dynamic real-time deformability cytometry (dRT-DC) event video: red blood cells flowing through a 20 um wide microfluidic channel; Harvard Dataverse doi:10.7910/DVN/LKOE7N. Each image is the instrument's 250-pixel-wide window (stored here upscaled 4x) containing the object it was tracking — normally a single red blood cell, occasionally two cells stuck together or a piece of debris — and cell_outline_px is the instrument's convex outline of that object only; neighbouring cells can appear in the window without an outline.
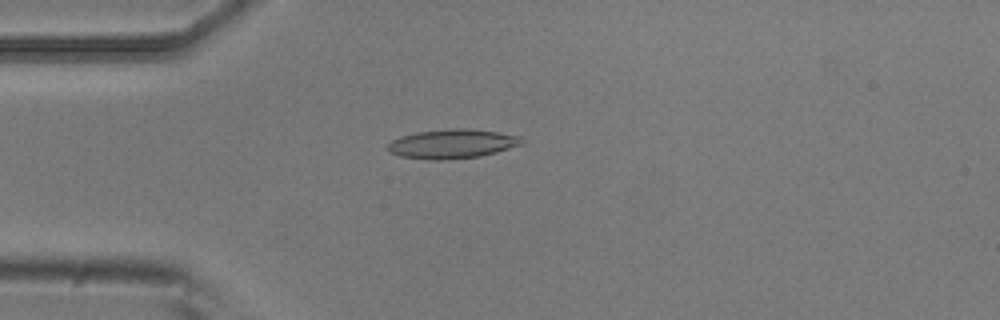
{"species": "common noctule bat (a hibernating species)", "species_latin": "Nyctalus noctula", "temperature_condition": "room temperature", "stored_images_in_passage": 4, "camera_frame_rate_fps": 3000, "um_per_image_px": 0.085, "animal": {"sex": "male", "body_mass_g": 20.5, "forearm_length_mm": 52.5}, "frame": {"image": 1, "passage_image": 3, "time_ms": 0.667, "image_size_px": [1000, 320], "cell_outline_px": [[524, 144], [496, 152], [480, 156], [440, 160], [428, 160], [400, 156], [388, 152], [388, 144], [392, 140], [400, 136], [416, 132], [452, 128], [468, 128], [496, 132], [520, 136], [524, 140]], "centroid_in_image_um": [38.43, 12.22], "position_along_channel_um": 46.6, "area_um2": 22.89}}